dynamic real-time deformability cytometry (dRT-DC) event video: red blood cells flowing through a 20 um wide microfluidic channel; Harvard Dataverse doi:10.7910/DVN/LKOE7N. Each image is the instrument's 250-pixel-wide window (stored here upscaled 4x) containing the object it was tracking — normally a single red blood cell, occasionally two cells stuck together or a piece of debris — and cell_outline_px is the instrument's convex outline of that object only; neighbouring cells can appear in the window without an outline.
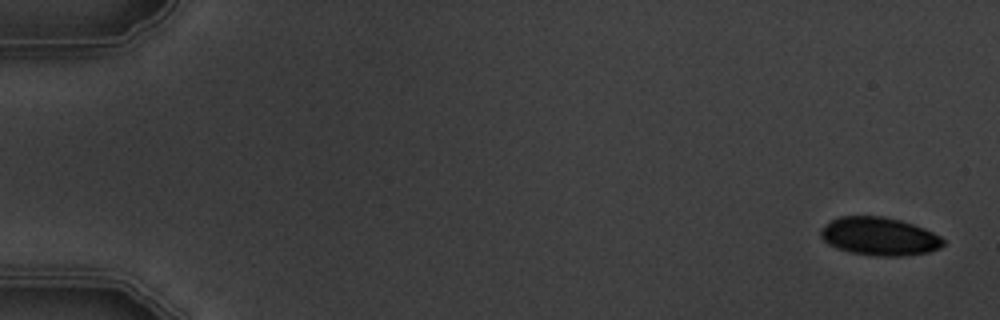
{"species": "common noctule bat (a hibernating species)", "species_latin": "Nyctalus noctula", "temperature_condition": "warm", "stored_images_in_passage": 5, "camera_frame_rate_fps": 3000, "um_per_image_px": 0.085, "animal": {"sex": "male", "body_mass_g": 19.5, "forearm_length_mm": 54.6}, "frame": {"image": 1, "passage_image": 1, "time_ms": 0.0, "image_size_px": [1000, 320], "cell_outline_px": [[944, 244], [940, 248], [928, 252], [900, 256], [872, 256], [848, 252], [836, 248], [828, 244], [820, 236], [820, 228], [832, 220], [840, 216], [884, 216], [900, 220], [924, 228], [940, 236], [944, 240]], "centroid_in_image_um": [74.72, 20.09], "position_along_channel_um": 10.3, "area_um2": 27.34}}
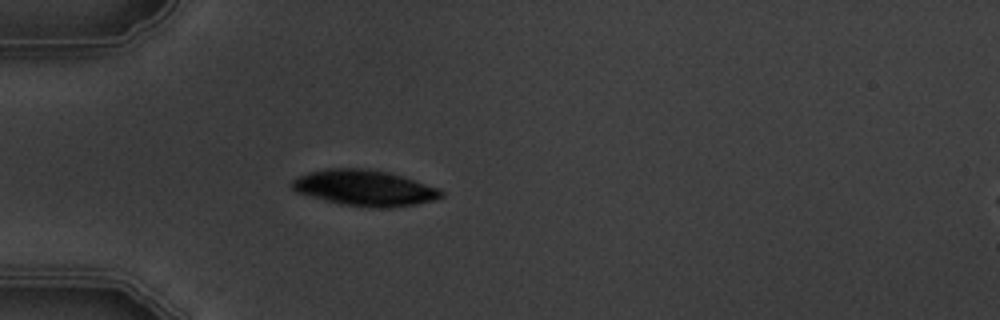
{"frame": {"image": 2, "passage_image": 5, "time_ms": 5.0, "image_size_px": [1000, 320], "cell_outline_px": [[444, 196], [436, 200], [416, 204], [388, 208], [376, 208], [340, 204], [296, 192], [288, 184], [292, 180], [308, 172], [328, 168], [364, 168], [388, 172], [404, 176], [440, 188], [444, 192]], "centroid_in_image_um": [31.02, 15.97], "position_along_channel_um": 54.0, "area_um2": 31.44}}